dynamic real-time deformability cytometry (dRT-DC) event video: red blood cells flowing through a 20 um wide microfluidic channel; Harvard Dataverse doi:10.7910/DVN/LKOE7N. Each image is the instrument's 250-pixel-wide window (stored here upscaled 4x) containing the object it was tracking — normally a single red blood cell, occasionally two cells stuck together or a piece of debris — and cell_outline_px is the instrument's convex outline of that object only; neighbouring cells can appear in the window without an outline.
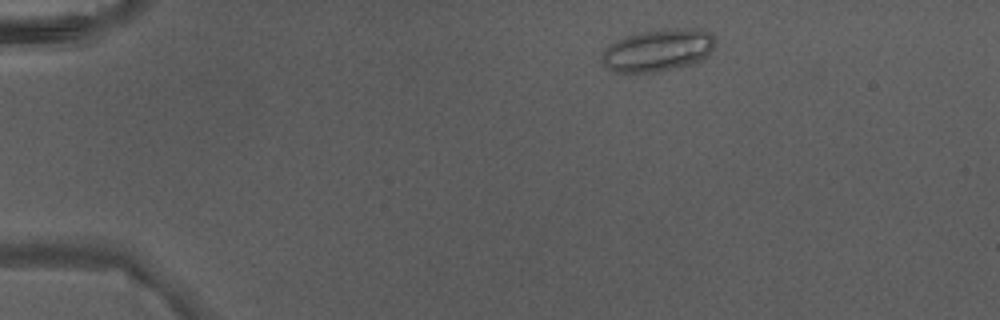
{"species": "Egyptian fruit bat (a non-hibernating species)", "species_latin": "Rousettus aegyptiacus", "temperature_condition": "warm", "stored_images_in_passage": 2, "camera_frame_rate_fps": 3000, "um_per_image_px": 0.085, "animal": {"sex": "male"}, "frame": {"image": 1, "passage_image": 2, "time_ms": 0.333, "image_size_px": [1000, 320], "cell_outline_px": [[716, 40], [712, 48], [700, 60], [688, 64], [652, 72], [628, 76], [616, 72], [608, 68], [604, 64], [600, 56], [616, 40], [624, 36], [640, 32], [672, 28], [704, 28], [712, 32]], "centroid_in_image_um": [55.91, 4.27], "position_along_channel_um": 29.1, "area_um2": 28.09}}